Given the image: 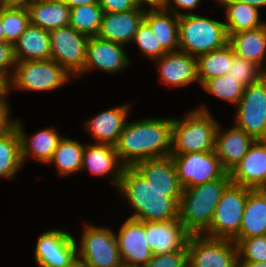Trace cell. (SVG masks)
Instances as JSON below:
<instances>
[{
    "mask_svg": "<svg viewBox=\"0 0 266 267\" xmlns=\"http://www.w3.org/2000/svg\"><path fill=\"white\" fill-rule=\"evenodd\" d=\"M144 16L145 9H131L116 13L104 12L97 36L122 45L129 43L133 41Z\"/></svg>",
    "mask_w": 266,
    "mask_h": 267,
    "instance_id": "cell-18",
    "label": "cell"
},
{
    "mask_svg": "<svg viewBox=\"0 0 266 267\" xmlns=\"http://www.w3.org/2000/svg\"><path fill=\"white\" fill-rule=\"evenodd\" d=\"M171 158L183 189L217 180L227 172L222 167L215 150L171 155Z\"/></svg>",
    "mask_w": 266,
    "mask_h": 267,
    "instance_id": "cell-12",
    "label": "cell"
},
{
    "mask_svg": "<svg viewBox=\"0 0 266 267\" xmlns=\"http://www.w3.org/2000/svg\"><path fill=\"white\" fill-rule=\"evenodd\" d=\"M49 35L51 59L70 75L79 77L84 69L90 37L77 32L70 25L51 30Z\"/></svg>",
    "mask_w": 266,
    "mask_h": 267,
    "instance_id": "cell-10",
    "label": "cell"
},
{
    "mask_svg": "<svg viewBox=\"0 0 266 267\" xmlns=\"http://www.w3.org/2000/svg\"><path fill=\"white\" fill-rule=\"evenodd\" d=\"M218 125L204 106L191 111L183 120L173 118L170 155L213 151Z\"/></svg>",
    "mask_w": 266,
    "mask_h": 267,
    "instance_id": "cell-4",
    "label": "cell"
},
{
    "mask_svg": "<svg viewBox=\"0 0 266 267\" xmlns=\"http://www.w3.org/2000/svg\"><path fill=\"white\" fill-rule=\"evenodd\" d=\"M0 41H4V32H3L2 21H1V8H0Z\"/></svg>",
    "mask_w": 266,
    "mask_h": 267,
    "instance_id": "cell-52",
    "label": "cell"
},
{
    "mask_svg": "<svg viewBox=\"0 0 266 267\" xmlns=\"http://www.w3.org/2000/svg\"><path fill=\"white\" fill-rule=\"evenodd\" d=\"M22 165L20 137L14 127L0 137V177L14 176Z\"/></svg>",
    "mask_w": 266,
    "mask_h": 267,
    "instance_id": "cell-33",
    "label": "cell"
},
{
    "mask_svg": "<svg viewBox=\"0 0 266 267\" xmlns=\"http://www.w3.org/2000/svg\"><path fill=\"white\" fill-rule=\"evenodd\" d=\"M220 128L218 125L214 150L222 167L230 172L246 155L255 139L237 126L224 132Z\"/></svg>",
    "mask_w": 266,
    "mask_h": 267,
    "instance_id": "cell-19",
    "label": "cell"
},
{
    "mask_svg": "<svg viewBox=\"0 0 266 267\" xmlns=\"http://www.w3.org/2000/svg\"><path fill=\"white\" fill-rule=\"evenodd\" d=\"M8 115V105H0V137L15 127V121L10 120Z\"/></svg>",
    "mask_w": 266,
    "mask_h": 267,
    "instance_id": "cell-44",
    "label": "cell"
},
{
    "mask_svg": "<svg viewBox=\"0 0 266 267\" xmlns=\"http://www.w3.org/2000/svg\"><path fill=\"white\" fill-rule=\"evenodd\" d=\"M16 59L14 56V49L11 43L6 41H0V75L6 76L9 78L13 76V74H8L9 67H13L15 69Z\"/></svg>",
    "mask_w": 266,
    "mask_h": 267,
    "instance_id": "cell-41",
    "label": "cell"
},
{
    "mask_svg": "<svg viewBox=\"0 0 266 267\" xmlns=\"http://www.w3.org/2000/svg\"><path fill=\"white\" fill-rule=\"evenodd\" d=\"M142 267H188L187 246L172 253L153 254L151 260Z\"/></svg>",
    "mask_w": 266,
    "mask_h": 267,
    "instance_id": "cell-40",
    "label": "cell"
},
{
    "mask_svg": "<svg viewBox=\"0 0 266 267\" xmlns=\"http://www.w3.org/2000/svg\"><path fill=\"white\" fill-rule=\"evenodd\" d=\"M21 126L20 122L15 120V127L20 137L23 164L27 156H33L38 161L48 163L62 137L59 136L56 129L47 128L37 132L33 137H29L28 139Z\"/></svg>",
    "mask_w": 266,
    "mask_h": 267,
    "instance_id": "cell-28",
    "label": "cell"
},
{
    "mask_svg": "<svg viewBox=\"0 0 266 267\" xmlns=\"http://www.w3.org/2000/svg\"><path fill=\"white\" fill-rule=\"evenodd\" d=\"M37 0H11V8L28 9Z\"/></svg>",
    "mask_w": 266,
    "mask_h": 267,
    "instance_id": "cell-47",
    "label": "cell"
},
{
    "mask_svg": "<svg viewBox=\"0 0 266 267\" xmlns=\"http://www.w3.org/2000/svg\"><path fill=\"white\" fill-rule=\"evenodd\" d=\"M233 242L237 246L238 262H266V235Z\"/></svg>",
    "mask_w": 266,
    "mask_h": 267,
    "instance_id": "cell-38",
    "label": "cell"
},
{
    "mask_svg": "<svg viewBox=\"0 0 266 267\" xmlns=\"http://www.w3.org/2000/svg\"><path fill=\"white\" fill-rule=\"evenodd\" d=\"M34 254L39 267H67L78 259L77 243L68 232L53 229L39 237Z\"/></svg>",
    "mask_w": 266,
    "mask_h": 267,
    "instance_id": "cell-13",
    "label": "cell"
},
{
    "mask_svg": "<svg viewBox=\"0 0 266 267\" xmlns=\"http://www.w3.org/2000/svg\"><path fill=\"white\" fill-rule=\"evenodd\" d=\"M11 86L32 91H50L69 80V73L52 59L16 61Z\"/></svg>",
    "mask_w": 266,
    "mask_h": 267,
    "instance_id": "cell-7",
    "label": "cell"
},
{
    "mask_svg": "<svg viewBox=\"0 0 266 267\" xmlns=\"http://www.w3.org/2000/svg\"><path fill=\"white\" fill-rule=\"evenodd\" d=\"M80 243L77 258L85 267H124L115 233L110 228L88 225Z\"/></svg>",
    "mask_w": 266,
    "mask_h": 267,
    "instance_id": "cell-8",
    "label": "cell"
},
{
    "mask_svg": "<svg viewBox=\"0 0 266 267\" xmlns=\"http://www.w3.org/2000/svg\"><path fill=\"white\" fill-rule=\"evenodd\" d=\"M203 87L206 91L216 97L236 105L240 101L245 88L230 74H225L208 80Z\"/></svg>",
    "mask_w": 266,
    "mask_h": 267,
    "instance_id": "cell-36",
    "label": "cell"
},
{
    "mask_svg": "<svg viewBox=\"0 0 266 267\" xmlns=\"http://www.w3.org/2000/svg\"><path fill=\"white\" fill-rule=\"evenodd\" d=\"M231 183L230 174L226 172L217 180L183 189L178 219L190 234H203L210 226L216 206Z\"/></svg>",
    "mask_w": 266,
    "mask_h": 267,
    "instance_id": "cell-3",
    "label": "cell"
},
{
    "mask_svg": "<svg viewBox=\"0 0 266 267\" xmlns=\"http://www.w3.org/2000/svg\"><path fill=\"white\" fill-rule=\"evenodd\" d=\"M85 146L78 141L62 137L48 163H55L60 175H67L81 170Z\"/></svg>",
    "mask_w": 266,
    "mask_h": 267,
    "instance_id": "cell-32",
    "label": "cell"
},
{
    "mask_svg": "<svg viewBox=\"0 0 266 267\" xmlns=\"http://www.w3.org/2000/svg\"><path fill=\"white\" fill-rule=\"evenodd\" d=\"M233 63V48L229 43L197 57V77L203 86L208 80L228 74Z\"/></svg>",
    "mask_w": 266,
    "mask_h": 267,
    "instance_id": "cell-30",
    "label": "cell"
},
{
    "mask_svg": "<svg viewBox=\"0 0 266 267\" xmlns=\"http://www.w3.org/2000/svg\"><path fill=\"white\" fill-rule=\"evenodd\" d=\"M0 8H11V0H0Z\"/></svg>",
    "mask_w": 266,
    "mask_h": 267,
    "instance_id": "cell-51",
    "label": "cell"
},
{
    "mask_svg": "<svg viewBox=\"0 0 266 267\" xmlns=\"http://www.w3.org/2000/svg\"><path fill=\"white\" fill-rule=\"evenodd\" d=\"M120 257L124 267H142L152 256L145 238V222L127 218L115 235Z\"/></svg>",
    "mask_w": 266,
    "mask_h": 267,
    "instance_id": "cell-14",
    "label": "cell"
},
{
    "mask_svg": "<svg viewBox=\"0 0 266 267\" xmlns=\"http://www.w3.org/2000/svg\"><path fill=\"white\" fill-rule=\"evenodd\" d=\"M228 74L237 79V82L244 87H247L250 84L260 81L266 76V70H263L259 65L252 61H248L235 55L233 51V63Z\"/></svg>",
    "mask_w": 266,
    "mask_h": 267,
    "instance_id": "cell-37",
    "label": "cell"
},
{
    "mask_svg": "<svg viewBox=\"0 0 266 267\" xmlns=\"http://www.w3.org/2000/svg\"><path fill=\"white\" fill-rule=\"evenodd\" d=\"M266 235V189H250L238 236L242 240Z\"/></svg>",
    "mask_w": 266,
    "mask_h": 267,
    "instance_id": "cell-24",
    "label": "cell"
},
{
    "mask_svg": "<svg viewBox=\"0 0 266 267\" xmlns=\"http://www.w3.org/2000/svg\"><path fill=\"white\" fill-rule=\"evenodd\" d=\"M234 54L261 67L266 53V24L256 29L228 34Z\"/></svg>",
    "mask_w": 266,
    "mask_h": 267,
    "instance_id": "cell-29",
    "label": "cell"
},
{
    "mask_svg": "<svg viewBox=\"0 0 266 267\" xmlns=\"http://www.w3.org/2000/svg\"><path fill=\"white\" fill-rule=\"evenodd\" d=\"M229 174L233 184L250 189H266V140H255Z\"/></svg>",
    "mask_w": 266,
    "mask_h": 267,
    "instance_id": "cell-15",
    "label": "cell"
},
{
    "mask_svg": "<svg viewBox=\"0 0 266 267\" xmlns=\"http://www.w3.org/2000/svg\"><path fill=\"white\" fill-rule=\"evenodd\" d=\"M186 246L188 267H239L233 240L190 234Z\"/></svg>",
    "mask_w": 266,
    "mask_h": 267,
    "instance_id": "cell-9",
    "label": "cell"
},
{
    "mask_svg": "<svg viewBox=\"0 0 266 267\" xmlns=\"http://www.w3.org/2000/svg\"><path fill=\"white\" fill-rule=\"evenodd\" d=\"M103 14L99 3L71 8L69 25L79 33L94 37L99 32Z\"/></svg>",
    "mask_w": 266,
    "mask_h": 267,
    "instance_id": "cell-34",
    "label": "cell"
},
{
    "mask_svg": "<svg viewBox=\"0 0 266 267\" xmlns=\"http://www.w3.org/2000/svg\"><path fill=\"white\" fill-rule=\"evenodd\" d=\"M168 14L170 13L163 8H150L145 9L144 16V21L167 53L179 50V16L173 13L174 17H169Z\"/></svg>",
    "mask_w": 266,
    "mask_h": 267,
    "instance_id": "cell-27",
    "label": "cell"
},
{
    "mask_svg": "<svg viewBox=\"0 0 266 267\" xmlns=\"http://www.w3.org/2000/svg\"><path fill=\"white\" fill-rule=\"evenodd\" d=\"M1 21L4 32V41L12 45L30 24L27 9L1 8Z\"/></svg>",
    "mask_w": 266,
    "mask_h": 267,
    "instance_id": "cell-35",
    "label": "cell"
},
{
    "mask_svg": "<svg viewBox=\"0 0 266 267\" xmlns=\"http://www.w3.org/2000/svg\"><path fill=\"white\" fill-rule=\"evenodd\" d=\"M118 189L136 211L129 218L144 222L178 219L182 192L156 189L134 167H124Z\"/></svg>",
    "mask_w": 266,
    "mask_h": 267,
    "instance_id": "cell-2",
    "label": "cell"
},
{
    "mask_svg": "<svg viewBox=\"0 0 266 267\" xmlns=\"http://www.w3.org/2000/svg\"><path fill=\"white\" fill-rule=\"evenodd\" d=\"M234 1L246 3V4L254 6L256 8L266 6V0H234Z\"/></svg>",
    "mask_w": 266,
    "mask_h": 267,
    "instance_id": "cell-49",
    "label": "cell"
},
{
    "mask_svg": "<svg viewBox=\"0 0 266 267\" xmlns=\"http://www.w3.org/2000/svg\"><path fill=\"white\" fill-rule=\"evenodd\" d=\"M67 267H85L81 261H79L78 259L73 263L71 264L70 266H67Z\"/></svg>",
    "mask_w": 266,
    "mask_h": 267,
    "instance_id": "cell-53",
    "label": "cell"
},
{
    "mask_svg": "<svg viewBox=\"0 0 266 267\" xmlns=\"http://www.w3.org/2000/svg\"><path fill=\"white\" fill-rule=\"evenodd\" d=\"M229 36L224 22L191 13L179 16V50L197 58L225 46Z\"/></svg>",
    "mask_w": 266,
    "mask_h": 267,
    "instance_id": "cell-5",
    "label": "cell"
},
{
    "mask_svg": "<svg viewBox=\"0 0 266 267\" xmlns=\"http://www.w3.org/2000/svg\"><path fill=\"white\" fill-rule=\"evenodd\" d=\"M159 60V73L162 82L170 86H187L198 80L197 58L183 51L166 53Z\"/></svg>",
    "mask_w": 266,
    "mask_h": 267,
    "instance_id": "cell-20",
    "label": "cell"
},
{
    "mask_svg": "<svg viewBox=\"0 0 266 267\" xmlns=\"http://www.w3.org/2000/svg\"><path fill=\"white\" fill-rule=\"evenodd\" d=\"M133 41L140 48V51L151 59H158L167 52L161 47L150 26L143 20L135 33Z\"/></svg>",
    "mask_w": 266,
    "mask_h": 267,
    "instance_id": "cell-39",
    "label": "cell"
},
{
    "mask_svg": "<svg viewBox=\"0 0 266 267\" xmlns=\"http://www.w3.org/2000/svg\"><path fill=\"white\" fill-rule=\"evenodd\" d=\"M129 106H118L99 113L86 123V130L98 144L115 146L125 126Z\"/></svg>",
    "mask_w": 266,
    "mask_h": 267,
    "instance_id": "cell-23",
    "label": "cell"
},
{
    "mask_svg": "<svg viewBox=\"0 0 266 267\" xmlns=\"http://www.w3.org/2000/svg\"><path fill=\"white\" fill-rule=\"evenodd\" d=\"M175 4H177V8H182V9H193V8H196L198 5H199V1L200 0H173ZM171 4V0H165L164 4H163V9L167 10V11H170L172 13H175L176 15L180 16V12H178V10L174 9L172 7ZM169 7V8H168ZM170 9V10H169Z\"/></svg>",
    "mask_w": 266,
    "mask_h": 267,
    "instance_id": "cell-43",
    "label": "cell"
},
{
    "mask_svg": "<svg viewBox=\"0 0 266 267\" xmlns=\"http://www.w3.org/2000/svg\"><path fill=\"white\" fill-rule=\"evenodd\" d=\"M138 7H143L142 4L147 3L152 7L151 9H159L163 7L165 0H134Z\"/></svg>",
    "mask_w": 266,
    "mask_h": 267,
    "instance_id": "cell-48",
    "label": "cell"
},
{
    "mask_svg": "<svg viewBox=\"0 0 266 267\" xmlns=\"http://www.w3.org/2000/svg\"><path fill=\"white\" fill-rule=\"evenodd\" d=\"M235 126L255 140H266V76L244 88Z\"/></svg>",
    "mask_w": 266,
    "mask_h": 267,
    "instance_id": "cell-11",
    "label": "cell"
},
{
    "mask_svg": "<svg viewBox=\"0 0 266 267\" xmlns=\"http://www.w3.org/2000/svg\"><path fill=\"white\" fill-rule=\"evenodd\" d=\"M119 160L115 147L108 144H92L85 146L81 170L87 168L93 175L111 174L112 179L119 187L124 165ZM116 169V170H115ZM116 172V173H115Z\"/></svg>",
    "mask_w": 266,
    "mask_h": 267,
    "instance_id": "cell-22",
    "label": "cell"
},
{
    "mask_svg": "<svg viewBox=\"0 0 266 267\" xmlns=\"http://www.w3.org/2000/svg\"><path fill=\"white\" fill-rule=\"evenodd\" d=\"M16 61L51 59L50 35L31 23L13 44Z\"/></svg>",
    "mask_w": 266,
    "mask_h": 267,
    "instance_id": "cell-25",
    "label": "cell"
},
{
    "mask_svg": "<svg viewBox=\"0 0 266 267\" xmlns=\"http://www.w3.org/2000/svg\"><path fill=\"white\" fill-rule=\"evenodd\" d=\"M123 46L99 36L90 37L87 43L86 61L81 73L94 67L108 73L120 72L130 63Z\"/></svg>",
    "mask_w": 266,
    "mask_h": 267,
    "instance_id": "cell-17",
    "label": "cell"
},
{
    "mask_svg": "<svg viewBox=\"0 0 266 267\" xmlns=\"http://www.w3.org/2000/svg\"><path fill=\"white\" fill-rule=\"evenodd\" d=\"M148 182L162 192H182L171 155L143 160L133 166Z\"/></svg>",
    "mask_w": 266,
    "mask_h": 267,
    "instance_id": "cell-21",
    "label": "cell"
},
{
    "mask_svg": "<svg viewBox=\"0 0 266 267\" xmlns=\"http://www.w3.org/2000/svg\"><path fill=\"white\" fill-rule=\"evenodd\" d=\"M239 267H266V262H238Z\"/></svg>",
    "mask_w": 266,
    "mask_h": 267,
    "instance_id": "cell-50",
    "label": "cell"
},
{
    "mask_svg": "<svg viewBox=\"0 0 266 267\" xmlns=\"http://www.w3.org/2000/svg\"><path fill=\"white\" fill-rule=\"evenodd\" d=\"M189 236L179 219L145 222L146 243L153 254L179 251L187 244Z\"/></svg>",
    "mask_w": 266,
    "mask_h": 267,
    "instance_id": "cell-16",
    "label": "cell"
},
{
    "mask_svg": "<svg viewBox=\"0 0 266 267\" xmlns=\"http://www.w3.org/2000/svg\"><path fill=\"white\" fill-rule=\"evenodd\" d=\"M30 23L46 31L69 25L70 8L63 0H37L28 9Z\"/></svg>",
    "mask_w": 266,
    "mask_h": 267,
    "instance_id": "cell-26",
    "label": "cell"
},
{
    "mask_svg": "<svg viewBox=\"0 0 266 267\" xmlns=\"http://www.w3.org/2000/svg\"><path fill=\"white\" fill-rule=\"evenodd\" d=\"M226 8L225 23L228 34L245 30H252L264 26L266 23L259 20L258 8L234 0H218Z\"/></svg>",
    "mask_w": 266,
    "mask_h": 267,
    "instance_id": "cell-31",
    "label": "cell"
},
{
    "mask_svg": "<svg viewBox=\"0 0 266 267\" xmlns=\"http://www.w3.org/2000/svg\"><path fill=\"white\" fill-rule=\"evenodd\" d=\"M10 79L6 76L0 75V105H7L4 97L9 93V88H11Z\"/></svg>",
    "mask_w": 266,
    "mask_h": 267,
    "instance_id": "cell-45",
    "label": "cell"
},
{
    "mask_svg": "<svg viewBox=\"0 0 266 267\" xmlns=\"http://www.w3.org/2000/svg\"><path fill=\"white\" fill-rule=\"evenodd\" d=\"M249 188L231 183L223 192L206 237L234 240L240 231ZM208 232V233H207Z\"/></svg>",
    "mask_w": 266,
    "mask_h": 267,
    "instance_id": "cell-6",
    "label": "cell"
},
{
    "mask_svg": "<svg viewBox=\"0 0 266 267\" xmlns=\"http://www.w3.org/2000/svg\"><path fill=\"white\" fill-rule=\"evenodd\" d=\"M99 5L105 13H116L131 9H142L134 0H99Z\"/></svg>",
    "mask_w": 266,
    "mask_h": 267,
    "instance_id": "cell-42",
    "label": "cell"
},
{
    "mask_svg": "<svg viewBox=\"0 0 266 267\" xmlns=\"http://www.w3.org/2000/svg\"><path fill=\"white\" fill-rule=\"evenodd\" d=\"M173 118L143 119L125 123L115 151L125 167L137 162L169 156L172 150Z\"/></svg>",
    "mask_w": 266,
    "mask_h": 267,
    "instance_id": "cell-1",
    "label": "cell"
},
{
    "mask_svg": "<svg viewBox=\"0 0 266 267\" xmlns=\"http://www.w3.org/2000/svg\"><path fill=\"white\" fill-rule=\"evenodd\" d=\"M69 8H75L81 5L97 4L99 0H63Z\"/></svg>",
    "mask_w": 266,
    "mask_h": 267,
    "instance_id": "cell-46",
    "label": "cell"
}]
</instances>
